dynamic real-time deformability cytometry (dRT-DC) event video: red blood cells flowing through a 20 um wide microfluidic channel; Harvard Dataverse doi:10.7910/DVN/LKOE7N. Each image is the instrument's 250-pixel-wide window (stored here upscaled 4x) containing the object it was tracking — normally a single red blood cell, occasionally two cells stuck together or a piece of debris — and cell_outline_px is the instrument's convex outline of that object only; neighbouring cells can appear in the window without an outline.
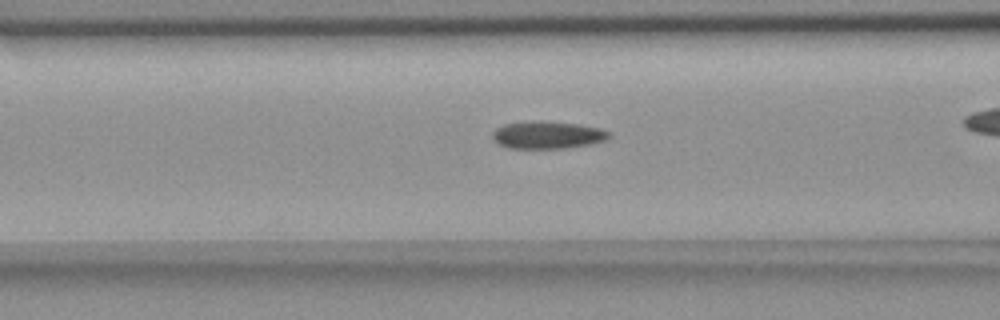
{"species": "common noctule bat (a hibernating species)", "species_latin": "Nyctalus noctula", "temperature_condition": "room temperature", "stored_images_in_passage": 35, "camera_frame_rate_fps": 3000, "um_per_image_px": 0.085, "animal": {"sex": "female", "body_mass_g": 18.4}, "frame": {"image": 1, "passage_image": 14, "time_ms": 4.333, "image_size_px": [1000, 320], "cell_outline_px": [[612, 136], [604, 140], [588, 144], [564, 148], [508, 148], [500, 144], [492, 136], [492, 132], [496, 128], [504, 124], [532, 120], [576, 124], [600, 128], [612, 132]], "centroid_in_image_um": [46.54, 11.46], "position_along_channel_um": 120.1, "area_um2": 18.5}}
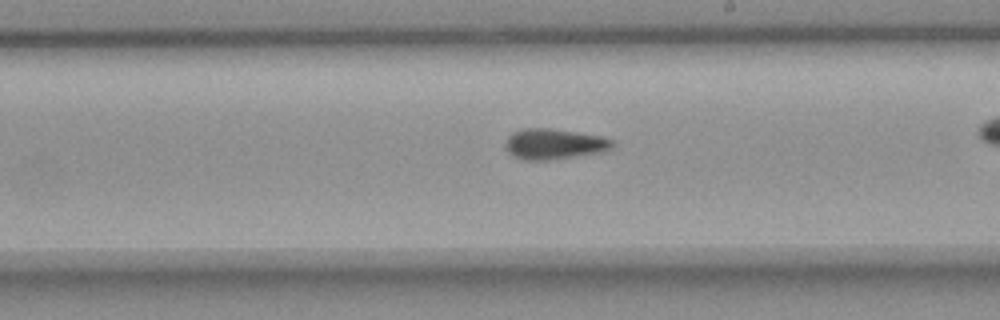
{"frame": {"image": 2, "passage_image": 24, "time_ms": 7.667, "image_size_px": [1000, 320], "cell_outline_px": [[616, 144], [612, 148], [604, 152], [548, 160], [524, 160], [512, 156], [508, 152], [504, 144], [508, 136], [512, 132], [524, 128], [548, 128], [604, 136], [612, 140]], "centroid_in_image_um": [47.11, 12.24], "position_along_channel_um": 241.9, "area_um2": 19.31}}
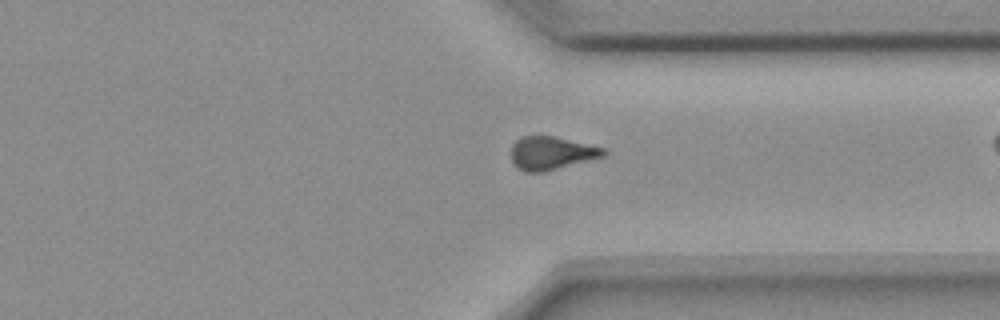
{"frame": {"image": 3, "passage_image": 34, "time_ms": 11.0, "image_size_px": [1000, 320], "cell_outline_px": [[608, 152], [604, 156], [544, 172], [524, 172], [512, 160], [512, 144], [520, 136], [536, 132], [608, 148]], "centroid_in_image_um": [46.88, 12.96], "position_along_channel_um": 364.5, "area_um2": 18.38}}